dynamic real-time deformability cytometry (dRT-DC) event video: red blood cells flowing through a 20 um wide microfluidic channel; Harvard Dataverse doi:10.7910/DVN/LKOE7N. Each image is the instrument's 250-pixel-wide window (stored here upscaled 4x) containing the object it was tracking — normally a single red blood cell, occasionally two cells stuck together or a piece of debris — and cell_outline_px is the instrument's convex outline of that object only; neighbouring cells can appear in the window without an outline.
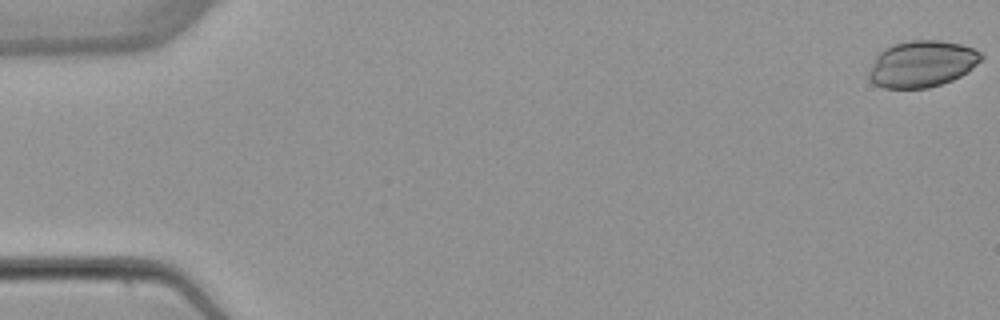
{"species": "common noctule bat (a hibernating species)", "species_latin": "Nyctalus noctula", "temperature_condition": "warm", "stored_images_in_passage": 5, "camera_frame_rate_fps": 3000, "um_per_image_px": 0.085, "animal": {"sex": "female", "body_mass_g": 22.7, "forearm_length_mm": 54.2}, "frame": {"image": 1, "passage_image": 1, "time_ms": 0.0, "image_size_px": [1000, 320], "cell_outline_px": [[984, 56], [968, 72], [952, 80], [928, 88], [884, 88], [876, 84], [868, 76], [868, 72], [876, 56], [880, 52], [892, 44], [912, 40], [940, 40], [960, 44], [972, 48], [980, 52]], "centroid_in_image_um": [78.37, 5.43], "position_along_channel_um": 6.6, "area_um2": 30.23}}
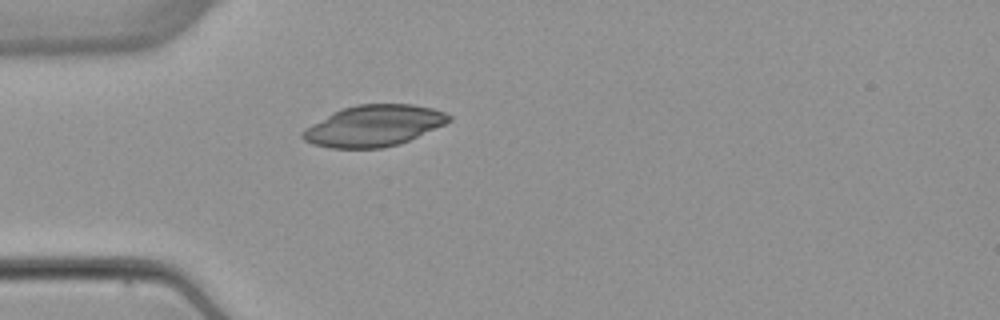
{"frame": {"image": 2, "passage_image": 5, "time_ms": 5.0, "image_size_px": [1000, 320], "cell_outline_px": [[452, 120], [444, 124], [400, 144], [380, 148], [332, 148], [312, 144], [304, 140], [300, 136], [300, 132], [312, 124], [332, 112], [356, 104], [412, 104], [432, 108], [444, 112], [452, 116]], "centroid_in_image_um": [31.75, 10.69], "position_along_channel_um": 53.2, "area_um2": 34.97}}